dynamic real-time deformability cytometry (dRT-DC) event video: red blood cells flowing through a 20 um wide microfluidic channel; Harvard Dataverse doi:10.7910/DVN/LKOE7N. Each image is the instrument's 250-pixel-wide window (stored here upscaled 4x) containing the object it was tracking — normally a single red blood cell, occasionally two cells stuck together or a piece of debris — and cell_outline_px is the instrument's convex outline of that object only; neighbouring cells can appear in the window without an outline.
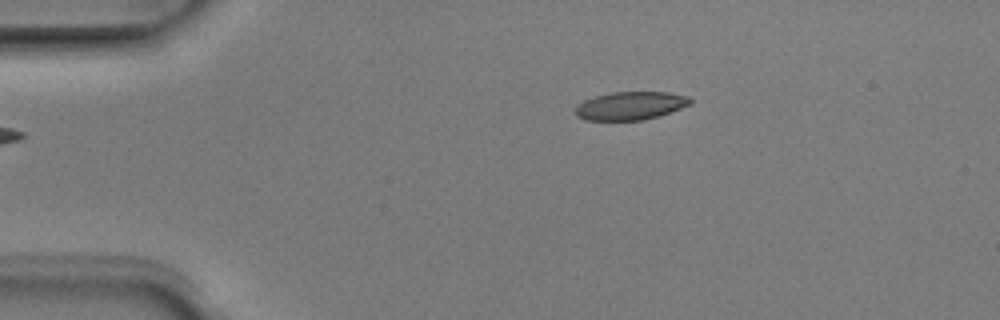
{"species": "Egyptian fruit bat (a non-hibernating species)", "species_latin": "Rousettus aegyptiacus", "temperature_condition": "room temperature", "stored_images_in_passage": 5, "camera_frame_rate_fps": 3000, "um_per_image_px": 0.085, "animal": {"sex": "male"}, "frame": {"image": 1, "passage_image": 5, "time_ms": 1.333, "image_size_px": [1000, 320], "cell_outline_px": [[692, 104], [644, 120], [584, 120], [576, 116], [576, 104], [584, 100], [596, 96], [612, 92], [668, 92], [688, 96], [692, 100]], "centroid_in_image_um": [53.57, 8.98], "position_along_channel_um": 31.4, "area_um2": 18.79}}